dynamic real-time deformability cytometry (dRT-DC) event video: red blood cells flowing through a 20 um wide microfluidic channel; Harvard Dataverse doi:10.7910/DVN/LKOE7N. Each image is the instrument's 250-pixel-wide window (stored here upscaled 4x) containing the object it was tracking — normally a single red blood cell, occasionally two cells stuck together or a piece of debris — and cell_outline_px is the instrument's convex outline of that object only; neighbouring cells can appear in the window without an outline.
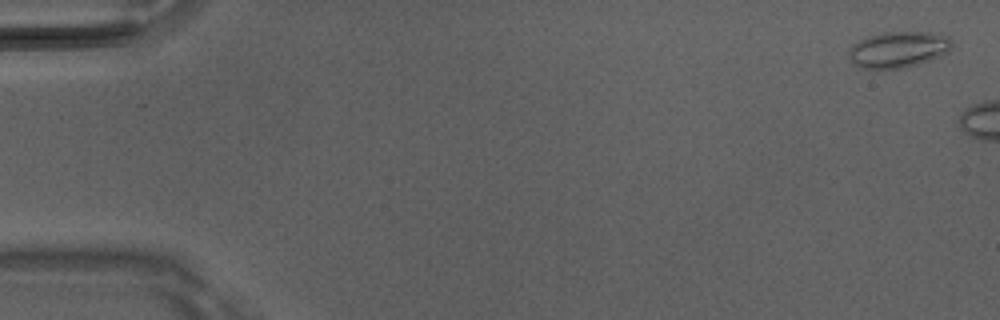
{"species": "Egyptian fruit bat (a non-hibernating species)", "species_latin": "Rousettus aegyptiacus", "temperature_condition": "room temperature", "stored_images_in_passage": 3, "camera_frame_rate_fps": 3000, "um_per_image_px": 0.085, "animal": {"sex": "male"}, "frame": {"image": 1, "passage_image": 1, "time_ms": 0.0, "image_size_px": [1000, 320], "cell_outline_px": [[952, 48], [948, 52], [940, 56], [904, 68], [860, 68], [848, 56], [848, 48], [852, 44], [868, 36], [884, 32], [932, 32], [948, 36], [952, 40]], "centroid_in_image_um": [76.36, 4.19], "position_along_channel_um": 8.6, "area_um2": 21.68}}